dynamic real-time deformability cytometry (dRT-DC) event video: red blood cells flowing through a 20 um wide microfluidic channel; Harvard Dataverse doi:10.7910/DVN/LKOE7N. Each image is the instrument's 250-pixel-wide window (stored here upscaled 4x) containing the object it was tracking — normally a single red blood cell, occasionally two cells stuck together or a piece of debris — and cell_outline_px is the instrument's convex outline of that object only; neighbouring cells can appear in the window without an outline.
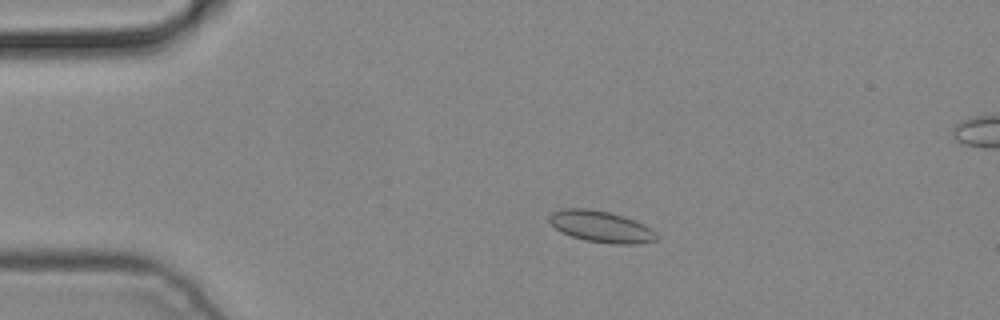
{"species": "common noctule bat (a hibernating species)", "species_latin": "Nyctalus noctula", "temperature_condition": "cold", "stored_images_in_passage": 5, "camera_frame_rate_fps": 3000, "um_per_image_px": 0.085, "animal": {"sex": "male", "body_mass_g": 19.2, "forearm_length_mm": 51.8}, "frame": {"image": 1, "passage_image": 3, "time_ms": 0.667, "image_size_px": [1000, 320], "cell_outline_px": [[660, 236], [656, 240], [632, 244], [612, 244], [584, 240], [572, 236], [556, 228], [548, 220], [548, 216], [552, 212], [564, 208], [588, 208], [608, 212], [624, 216], [644, 224], [652, 228]], "centroid_in_image_um": [51.11, 19.25], "position_along_channel_um": 33.9, "area_um2": 19.65}}